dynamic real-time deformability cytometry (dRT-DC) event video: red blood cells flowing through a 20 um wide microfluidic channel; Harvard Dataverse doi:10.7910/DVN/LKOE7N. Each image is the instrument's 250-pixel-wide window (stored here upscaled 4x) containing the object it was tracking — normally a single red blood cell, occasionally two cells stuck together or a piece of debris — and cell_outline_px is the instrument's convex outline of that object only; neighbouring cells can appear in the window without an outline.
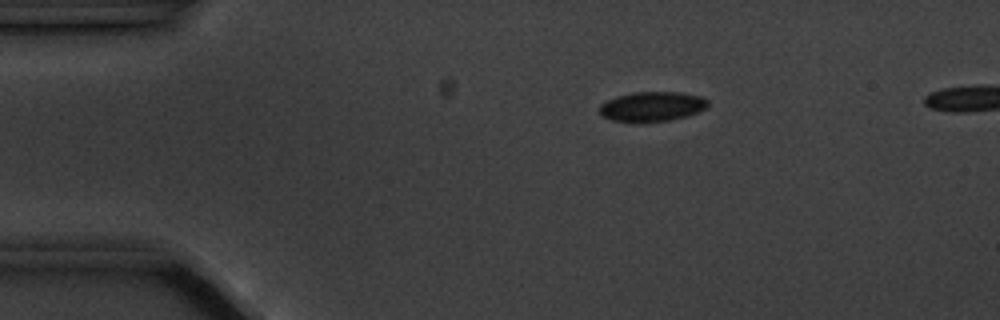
{"species": "common noctule bat (a hibernating species)", "species_latin": "Nyctalus noctula", "temperature_condition": "cold", "stored_images_in_passage": 6, "camera_frame_rate_fps": 3000, "um_per_image_px": 0.085, "animal": {"sex": "male", "body_mass_g": 20.1, "forearm_length_mm": 53.5}, "frame": {"image": 1, "passage_image": 3, "time_ms": 2.333, "image_size_px": [1000, 320], "cell_outline_px": [[708, 108], [688, 116], [668, 120], [612, 120], [604, 116], [600, 112], [600, 104], [616, 96], [632, 92], [680, 92], [700, 96], [708, 100]], "centroid_in_image_um": [55.48, 9.02], "position_along_channel_um": 29.5, "area_um2": 18.32}}